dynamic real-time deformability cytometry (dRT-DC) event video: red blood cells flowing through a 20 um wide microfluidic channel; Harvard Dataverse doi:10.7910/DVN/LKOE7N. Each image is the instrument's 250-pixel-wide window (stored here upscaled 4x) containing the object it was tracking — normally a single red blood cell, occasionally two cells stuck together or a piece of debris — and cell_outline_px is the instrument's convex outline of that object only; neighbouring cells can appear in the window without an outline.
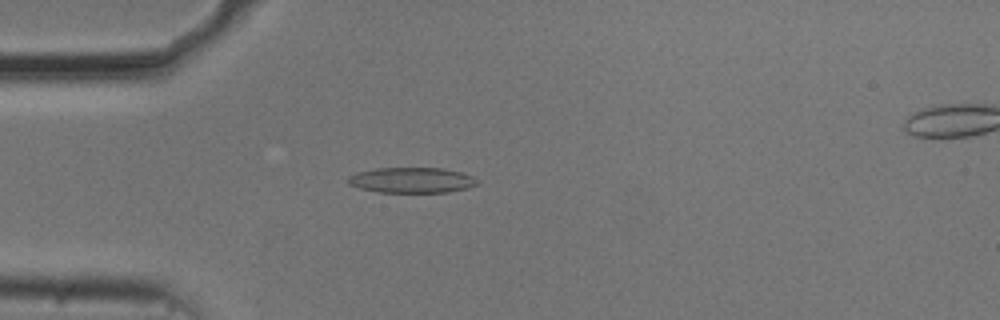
{"species": "common noctule bat (a hibernating species)", "species_latin": "Nyctalus noctula", "temperature_condition": "cold", "stored_images_in_passage": 28, "camera_frame_rate_fps": 3000, "um_per_image_px": 0.085, "animal": {"sex": "male", "body_mass_g": 20.5, "forearm_length_mm": 52.5}, "frame": {"image": 1, "passage_image": 2, "time_ms": 0.333, "image_size_px": [1000, 320], "cell_outline_px": [[480, 184], [468, 188], [448, 192], [380, 192], [360, 188], [348, 184], [348, 176], [356, 172], [376, 168], [440, 168], [464, 172], [472, 176]], "centroid_in_image_um": [35.01, 15.31], "position_along_channel_um": 50.0, "area_um2": 19.25}}
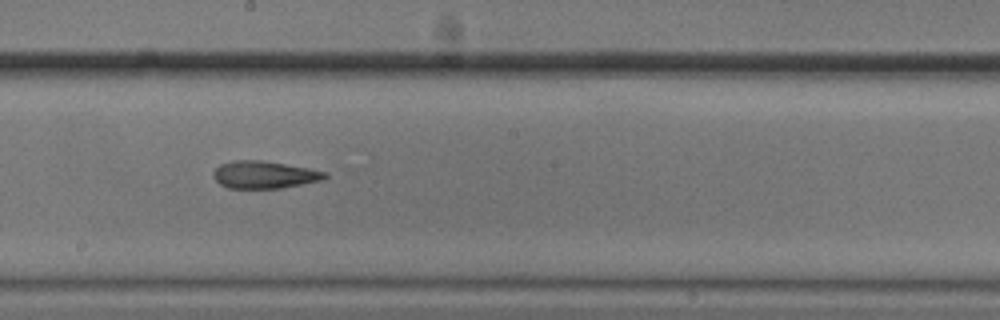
{"frame": {"image": 2, "passage_image": 17, "time_ms": 5.333, "image_size_px": [1000, 320], "cell_outline_px": [[328, 176], [324, 180], [280, 188], [228, 188], [220, 184], [212, 176], [212, 172], [220, 164], [232, 160], [260, 160], [308, 168], [328, 172]], "centroid_in_image_um": [22.46, 14.85], "position_along_channel_um": 225.7, "area_um2": 17.86}}
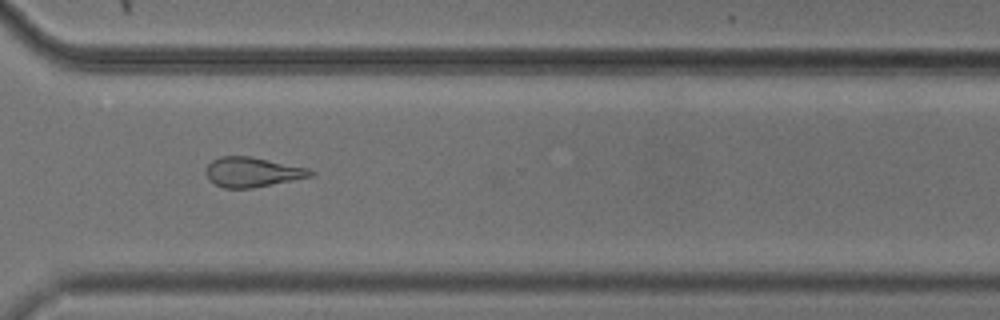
{"frame": {"image": 3, "passage_image": 27, "time_ms": 8.667, "image_size_px": [1000, 320], "cell_outline_px": [[316, 172], [312, 176], [252, 188], [224, 188], [208, 180], [204, 172], [208, 164], [212, 160], [220, 156], [252, 156], [308, 168]], "centroid_in_image_um": [21.42, 14.62], "position_along_channel_um": 349.2, "area_um2": 18.21}}